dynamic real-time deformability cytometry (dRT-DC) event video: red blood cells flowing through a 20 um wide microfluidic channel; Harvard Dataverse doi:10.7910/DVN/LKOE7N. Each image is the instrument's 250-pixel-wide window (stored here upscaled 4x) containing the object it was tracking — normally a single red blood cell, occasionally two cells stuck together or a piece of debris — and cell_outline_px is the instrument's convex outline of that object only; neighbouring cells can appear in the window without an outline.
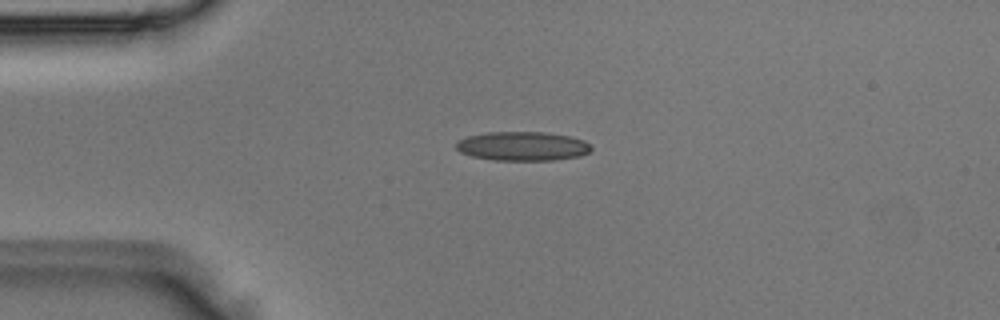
{"species": "Egyptian fruit bat (a non-hibernating species)", "species_latin": "Rousettus aegyptiacus", "temperature_condition": "room temperature", "stored_images_in_passage": 6, "camera_frame_rate_fps": 3000, "um_per_image_px": 0.085, "animal": {"sex": "male"}, "frame": {"image": 1, "passage_image": 2, "time_ms": 0.333, "image_size_px": [1000, 320], "cell_outline_px": [[592, 152], [580, 156], [552, 160], [492, 160], [472, 156], [460, 152], [456, 148], [456, 140], [468, 136], [488, 132], [544, 132], [572, 136], [584, 140], [592, 148]], "centroid_in_image_um": [44.43, 12.42], "position_along_channel_um": 40.6, "area_um2": 23.06}}
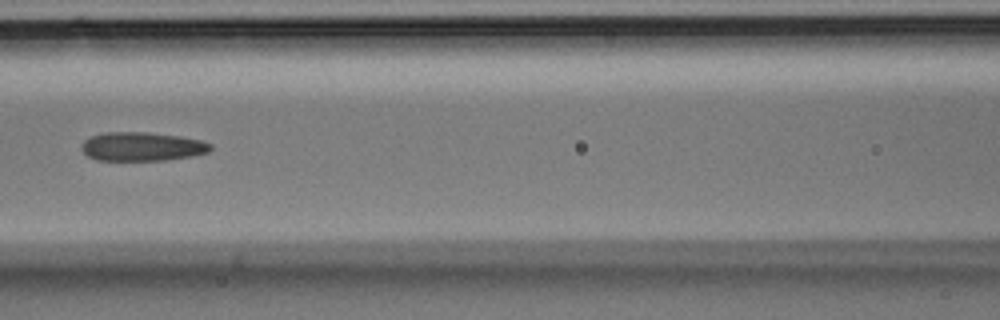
{"frame": {"image": 2, "passage_image": 5, "time_ms": 1.333, "image_size_px": [1000, 320], "cell_outline_px": [[212, 148], [208, 152], [188, 156], [164, 160], [96, 160], [88, 156], [80, 148], [80, 144], [84, 140], [92, 136], [104, 132], [148, 132], [180, 136], [200, 140], [212, 144]], "centroid_in_image_um": [12.03, 12.45], "position_along_channel_um": 154.6, "area_um2": 21.62}}
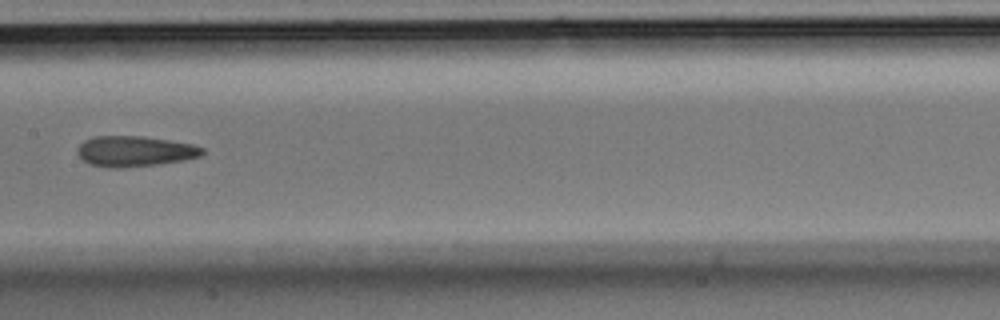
{"frame": {"image": 3, "passage_image": 6, "time_ms": 1.667, "image_size_px": [1000, 320], "cell_outline_px": [[204, 152], [200, 156], [160, 164], [128, 168], [108, 168], [88, 164], [76, 152], [76, 148], [84, 140], [96, 136], [144, 136], [192, 144], [204, 148]], "centroid_in_image_um": [11.41, 12.86], "position_along_channel_um": 196.0, "area_um2": 22.37}}